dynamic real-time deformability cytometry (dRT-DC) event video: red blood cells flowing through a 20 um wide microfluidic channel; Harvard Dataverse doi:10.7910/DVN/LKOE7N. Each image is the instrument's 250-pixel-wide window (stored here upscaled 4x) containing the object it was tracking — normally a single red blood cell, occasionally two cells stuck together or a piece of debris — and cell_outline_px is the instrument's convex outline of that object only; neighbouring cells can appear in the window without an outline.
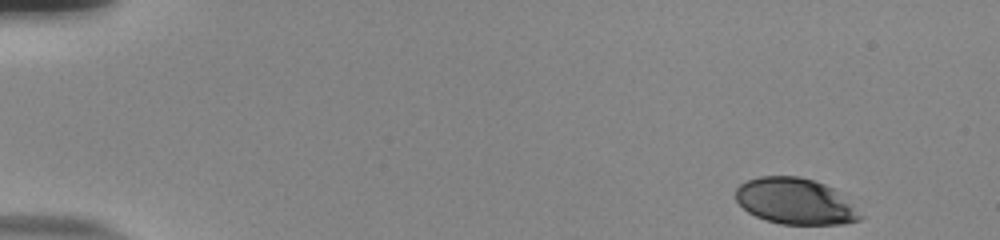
{"species": "human", "species_latin": "Homo sapiens", "temperature_condition": "room temperature", "stored_images_in_passage": 51, "camera_frame_rate_fps": 3000, "um_per_image_px": 0.085, "donor": {"sex": "male"}, "frame": {"image": 1, "passage_image": 1, "time_ms": 0.0, "image_size_px": [1000, 240], "cell_outline_px": [[864, 216], [860, 220], [844, 224], [780, 224], [764, 220], [748, 212], [736, 200], [736, 188], [740, 184], [748, 180], [760, 176], [796, 176], [812, 180], [824, 184], [832, 188]], "centroid_in_image_um": [67.56, 17.12], "position_along_channel_um": 17.4, "area_um2": 33.12}}
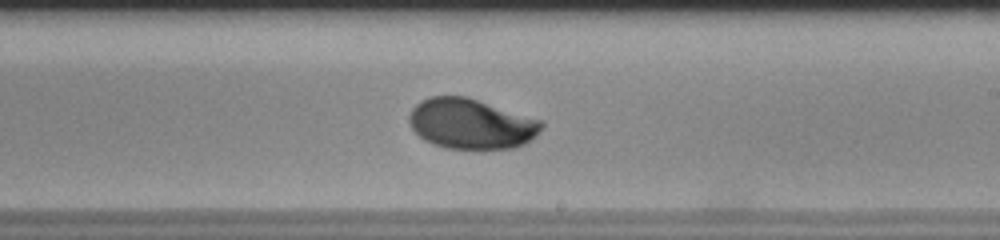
{"frame": {"image": 2, "passage_image": 30, "time_ms": 9.667, "image_size_px": [1000, 240], "cell_outline_px": [[544, 124], [532, 140], [516, 148], [444, 148], [432, 144], [424, 140], [412, 128], [408, 120], [408, 116], [412, 108], [420, 100], [432, 96], [464, 96], [544, 120]], "centroid_in_image_um": [40.05, 10.52], "position_along_channel_um": 249.0, "area_um2": 38.78}}
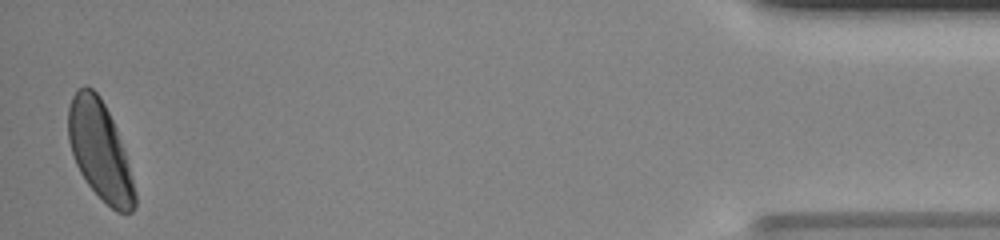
{"frame": {"image": 3, "passage_image": 50, "time_ms": 16.333, "image_size_px": [1000, 240], "cell_outline_px": [[136, 208], [132, 212], [116, 212], [88, 184], [80, 172], [76, 164], [68, 140], [68, 108], [72, 96], [76, 88], [84, 84], [92, 88], [100, 96], [116, 128], [124, 148], [136, 192]], "centroid_in_image_um": [8.49, 12.77], "position_along_channel_um": 426.7, "area_um2": 38.03}, "authors_computed_cell_mechanics": {"area_um2": 37.9168, "velocity_mm_per_s": 3.8213, "shape_relaxation_time_tau1_ms": 2.8661, "shape_relaxation_time_tau2_ms": null, "deformation_change_tau1": 0.1435, "deformation_change_tau2": null}}